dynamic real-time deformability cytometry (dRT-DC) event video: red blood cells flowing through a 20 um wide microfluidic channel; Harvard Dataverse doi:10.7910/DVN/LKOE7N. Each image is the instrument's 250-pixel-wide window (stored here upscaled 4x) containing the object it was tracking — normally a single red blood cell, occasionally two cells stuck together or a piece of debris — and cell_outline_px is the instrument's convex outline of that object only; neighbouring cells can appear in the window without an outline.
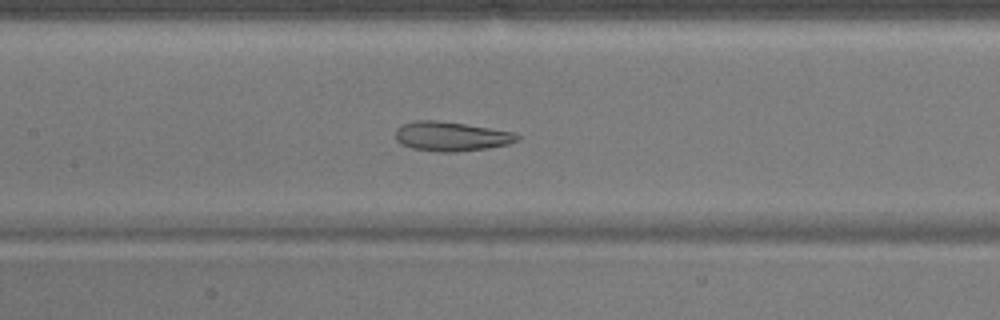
{"species": "common noctule bat (a hibernating species)", "species_latin": "Nyctalus noctula", "temperature_condition": "warm", "stored_images_in_passage": 47, "camera_frame_rate_fps": 3000, "um_per_image_px": 0.085, "animal": {"sex": "male", "body_mass_g": 17.9}, "frame": {"image": 1, "passage_image": 19, "time_ms": 6.0, "image_size_px": [1000, 320], "cell_outline_px": [[520, 140], [508, 144], [484, 148], [452, 152], [440, 152], [412, 148], [400, 144], [396, 140], [396, 128], [400, 124], [416, 120], [436, 120], [464, 124], [512, 132], [520, 136]], "centroid_in_image_um": [38.29, 11.58], "position_along_channel_um": 169.1, "area_um2": 20.69}}
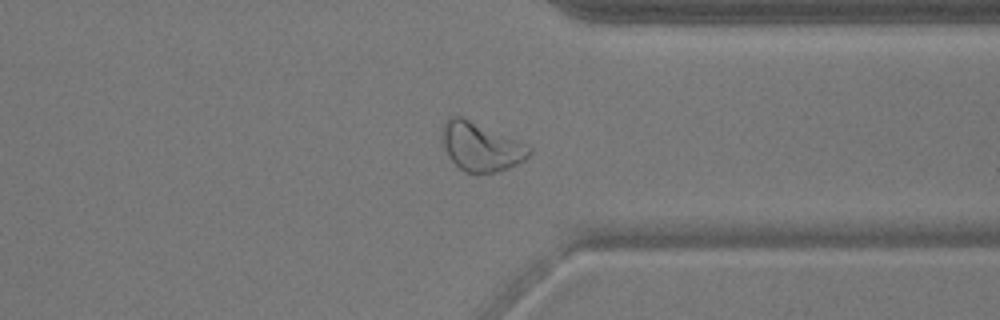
{"frame": {"image": 2, "passage_image": 35, "time_ms": 11.333, "image_size_px": [1000, 320], "cell_outline_px": [[532, 152], [524, 160], [508, 168], [496, 172], [464, 172], [448, 156], [440, 140], [444, 124], [448, 116], [460, 116], [532, 148]], "centroid_in_image_um": [40.81, 12.48], "position_along_channel_um": 370.6, "area_um2": 23.99}}
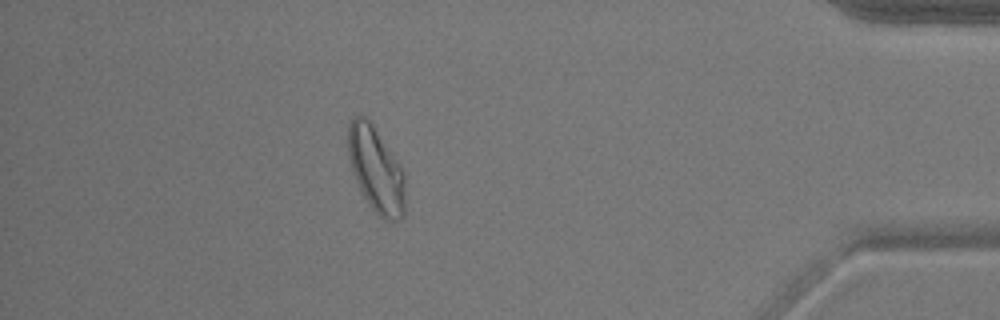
{"frame": {"image": 3, "passage_image": 41, "time_ms": 13.333, "image_size_px": [1000, 320], "cell_outline_px": [[404, 216], [400, 220], [384, 220], [372, 208], [364, 196], [352, 172], [348, 156], [348, 124], [352, 116], [364, 116], [368, 120], [400, 164], [404, 176]], "centroid_in_image_um": [31.95, 14.43], "position_along_channel_um": 403.3, "area_um2": 27.98}, "authors_computed_cell_mechanics": {"area_um2": 24.276, "velocity_mm_per_s": 3.8266, "shape_relaxation_time_tau1_ms": null, "shape_relaxation_time_tau2_ms": 1.5993, "deformation_change_tau1": null, "deformation_change_tau2": 0.0962}}